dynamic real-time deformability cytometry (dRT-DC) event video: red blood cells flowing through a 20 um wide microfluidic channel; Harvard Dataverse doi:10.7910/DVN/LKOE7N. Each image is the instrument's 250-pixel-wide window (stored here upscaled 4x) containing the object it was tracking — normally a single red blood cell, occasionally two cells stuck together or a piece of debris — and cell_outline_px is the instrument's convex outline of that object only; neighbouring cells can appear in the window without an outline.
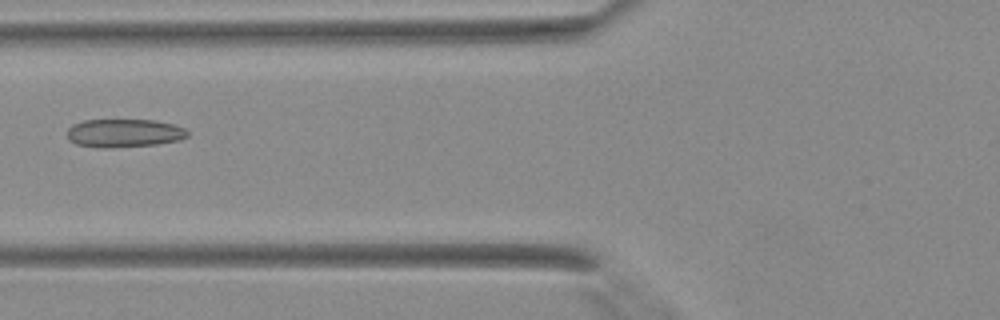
{"species": "Egyptian fruit bat (a non-hibernating species)", "species_latin": "Rousettus aegyptiacus", "temperature_condition": "warm", "stored_images_in_passage": 3, "camera_frame_rate_fps": 3000, "um_per_image_px": 0.085, "animal": {"sex": "female"}, "frame": {"image": 1, "passage_image": 3, "time_ms": 0.667, "image_size_px": [1000, 320], "cell_outline_px": [[188, 136], [180, 140], [156, 144], [108, 148], [76, 144], [68, 140], [68, 128], [72, 124], [84, 120], [156, 120], [172, 124], [184, 128], [188, 132]], "centroid_in_image_um": [10.54, 11.31], "position_along_channel_um": 115.3, "area_um2": 19.77}}